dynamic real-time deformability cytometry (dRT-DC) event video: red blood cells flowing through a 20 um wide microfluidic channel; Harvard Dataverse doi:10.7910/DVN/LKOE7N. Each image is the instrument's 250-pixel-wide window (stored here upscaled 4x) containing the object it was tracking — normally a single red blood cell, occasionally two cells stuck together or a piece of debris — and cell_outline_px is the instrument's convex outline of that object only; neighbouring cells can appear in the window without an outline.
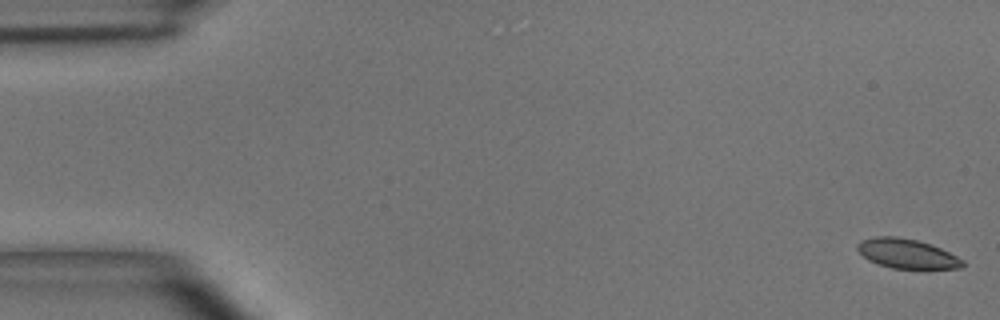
{"species": "common noctule bat (a hibernating species)", "species_latin": "Nyctalus noctula", "temperature_condition": "room temperature", "stored_images_in_passage": 13, "camera_frame_rate_fps": 3000, "um_per_image_px": 0.085, "animal": {"sex": "male", "body_mass_g": 15.6}, "frame": {"image": 1, "passage_image": 1, "time_ms": 0.0, "image_size_px": [1000, 320], "cell_outline_px": [[964, 268], [892, 268], [876, 264], [868, 260], [856, 248], [856, 244], [860, 240], [876, 236], [896, 236], [916, 240], [940, 248], [964, 260]], "centroid_in_image_um": [77.05, 21.56], "position_along_channel_um": 8.0, "area_um2": 17.98}}
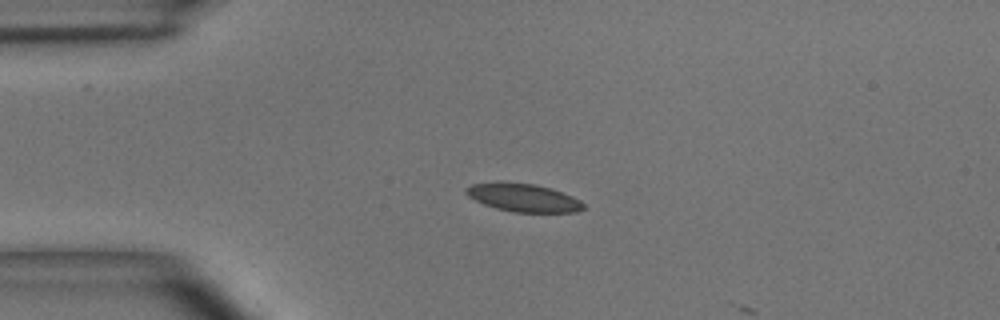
{"frame": {"image": 2, "passage_image": 12, "time_ms": 3.667, "image_size_px": [1000, 320], "cell_outline_px": [[588, 208], [576, 212], [512, 212], [496, 208], [484, 204], [468, 196], [464, 192], [464, 188], [472, 184], [500, 180], [536, 184], [552, 188], [572, 196], [580, 200]], "centroid_in_image_um": [44.48, 16.78], "position_along_channel_um": 40.5, "area_um2": 19.71}}